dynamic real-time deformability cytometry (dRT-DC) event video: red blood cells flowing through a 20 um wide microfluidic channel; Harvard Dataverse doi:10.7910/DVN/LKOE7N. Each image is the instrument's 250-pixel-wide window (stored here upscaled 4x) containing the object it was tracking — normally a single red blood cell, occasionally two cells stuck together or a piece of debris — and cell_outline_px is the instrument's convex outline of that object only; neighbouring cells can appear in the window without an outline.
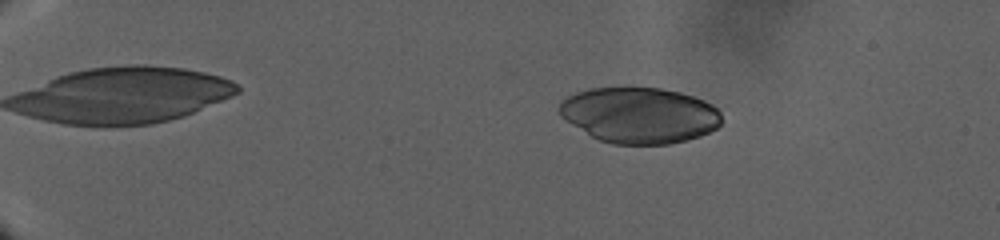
{"species": "human", "species_latin": "Homo sapiens", "temperature_condition": "warm", "stored_images_in_passage": 147, "camera_frame_rate_fps": 3000, "um_per_image_px": 0.085, "donor": {"sex": "male"}, "frame": {"image": 1, "passage_image": 32, "time_ms": 10.333, "image_size_px": [1000, 240], "cell_outline_px": [[720, 124], [716, 128], [700, 136], [688, 140], [668, 144], [612, 144], [600, 140], [592, 136], [572, 124], [560, 116], [556, 108], [560, 100], [576, 92], [588, 88], [660, 88], [680, 92], [704, 100], [712, 104], [720, 112]], "centroid_in_image_um": [54.32, 9.79], "position_along_channel_um": 30.7, "area_um2": 52.89}}
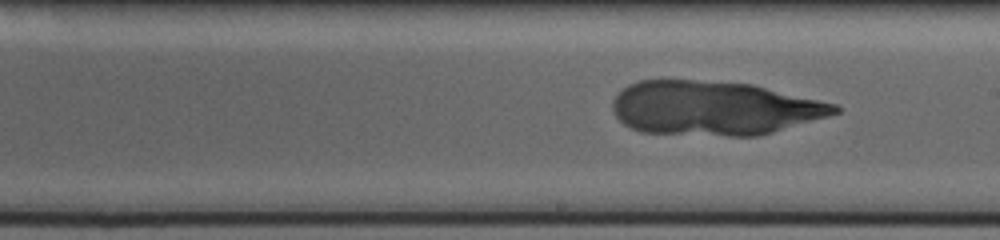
{"frame": {"image": 2, "passage_image": 94, "time_ms": 31.0, "image_size_px": [1000, 240], "cell_outline_px": [[840, 112], [828, 116], [772, 132], [756, 136], [728, 136], [640, 132], [624, 124], [612, 112], [612, 100], [628, 84], [640, 80], [696, 80], [752, 84], [836, 104], [840, 108]], "centroid_in_image_um": [60.66, 9.19], "position_along_channel_um": 228.3, "area_um2": 69.88}}
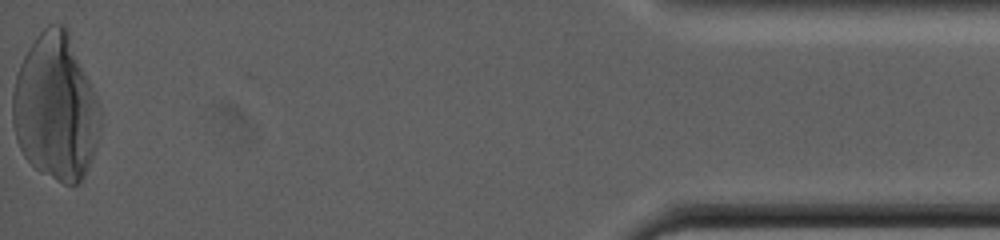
{"frame": {"image": 3, "passage_image": 147, "time_ms": 48.667, "image_size_px": [1000, 240], "cell_outline_px": [[100, 128], [92, 156], [88, 168], [84, 176], [76, 184], [64, 184], [40, 172], [24, 156], [16, 140], [12, 124], [12, 92], [16, 76], [20, 64], [28, 48], [36, 36], [48, 24], [64, 24], [68, 28], [96, 96], [100, 112]], "centroid_in_image_um": [4.71, 9.12], "position_along_channel_um": 430.5, "area_um2": 74.62}}